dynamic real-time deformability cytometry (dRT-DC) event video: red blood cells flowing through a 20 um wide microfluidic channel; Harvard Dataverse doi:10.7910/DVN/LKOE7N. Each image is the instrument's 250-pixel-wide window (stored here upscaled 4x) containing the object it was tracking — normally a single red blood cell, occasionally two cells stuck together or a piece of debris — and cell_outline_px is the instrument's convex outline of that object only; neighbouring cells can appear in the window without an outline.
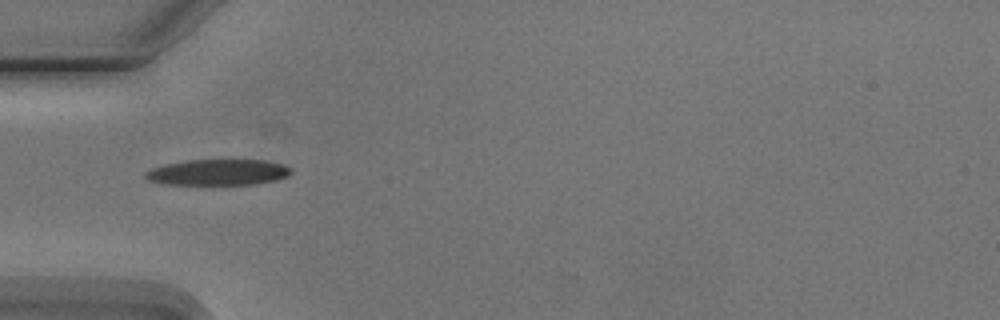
{"species": "Egyptian fruit bat (a non-hibernating species)", "species_latin": "Rousettus aegyptiacus", "temperature_condition": "cold", "stored_images_in_passage": 10, "camera_frame_rate_fps": 3000, "um_per_image_px": 0.085, "animal": {"sex": "male"}, "frame": {"image": 1, "passage_image": 4, "time_ms": 4.667, "image_size_px": [1000, 320], "cell_outline_px": [[292, 172], [288, 176], [276, 180], [256, 184], [168, 184], [148, 180], [144, 176], [144, 172], [152, 168], [164, 164], [184, 160], [268, 160], [284, 164], [292, 168]], "centroid_in_image_um": [18.56, 14.63], "position_along_channel_um": 66.4, "area_um2": 22.14}}
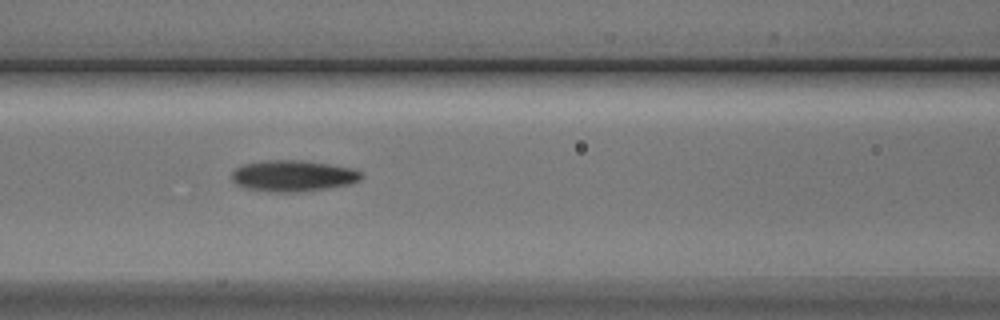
{"frame": {"image": 2, "passage_image": 6, "time_ms": 6.667, "image_size_px": [1000, 320], "cell_outline_px": [[364, 176], [360, 180], [348, 184], [328, 188], [296, 192], [268, 192], [244, 188], [236, 184], [232, 180], [232, 172], [240, 164], [264, 160], [300, 160], [328, 164], [352, 168], [360, 172]], "centroid_in_image_um": [24.86, 14.95], "position_along_channel_um": 141.7, "area_um2": 23.7}}
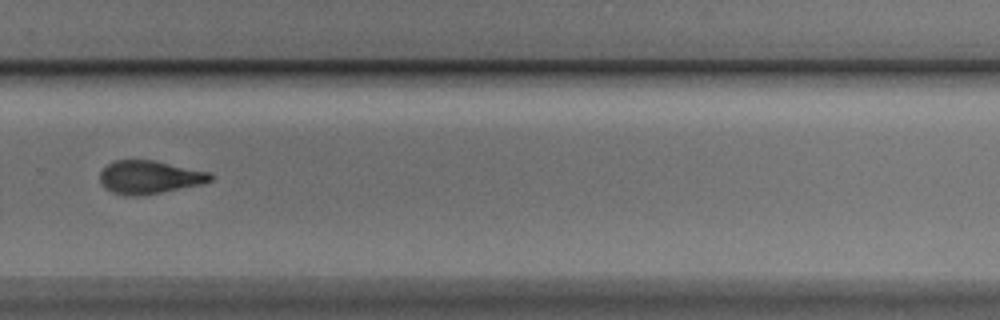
{"frame": {"image": 3, "passage_image": 10, "time_ms": 11.333, "image_size_px": [1000, 320], "cell_outline_px": [[212, 180], [200, 184], [160, 192], [132, 196], [128, 196], [112, 192], [104, 188], [100, 184], [100, 172], [108, 164], [116, 160], [156, 160], [212, 172]], "centroid_in_image_um": [12.7, 15.04], "position_along_channel_um": 317.1, "area_um2": 21.33}}